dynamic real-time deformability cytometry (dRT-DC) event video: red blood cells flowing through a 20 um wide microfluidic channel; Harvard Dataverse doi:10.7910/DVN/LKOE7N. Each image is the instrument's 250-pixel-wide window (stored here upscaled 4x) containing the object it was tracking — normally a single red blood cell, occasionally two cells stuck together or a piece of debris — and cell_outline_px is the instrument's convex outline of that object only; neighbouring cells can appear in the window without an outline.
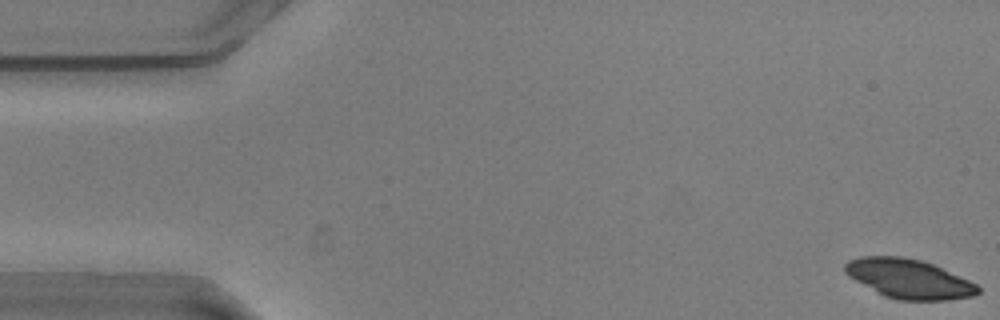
{"species": "common noctule bat (a hibernating species)", "species_latin": "Nyctalus noctula", "temperature_condition": "warm", "stored_images_in_passage": 55, "camera_frame_rate_fps": 3000, "um_per_image_px": 0.085, "animal": {"sex": "male", "body_mass_g": 20.5, "forearm_length_mm": 52.5}, "frame": {"image": 1, "passage_image": 1, "time_ms": 0.0, "image_size_px": [1000, 320], "cell_outline_px": [[980, 292], [972, 296], [948, 300], [896, 300], [884, 296], [848, 276], [844, 272], [844, 264], [848, 260], [860, 256], [900, 256], [920, 260], [932, 264], [968, 280], [976, 284], [980, 288]], "centroid_in_image_um": [77.22, 23.7], "position_along_channel_um": 7.8, "area_um2": 30.29}}